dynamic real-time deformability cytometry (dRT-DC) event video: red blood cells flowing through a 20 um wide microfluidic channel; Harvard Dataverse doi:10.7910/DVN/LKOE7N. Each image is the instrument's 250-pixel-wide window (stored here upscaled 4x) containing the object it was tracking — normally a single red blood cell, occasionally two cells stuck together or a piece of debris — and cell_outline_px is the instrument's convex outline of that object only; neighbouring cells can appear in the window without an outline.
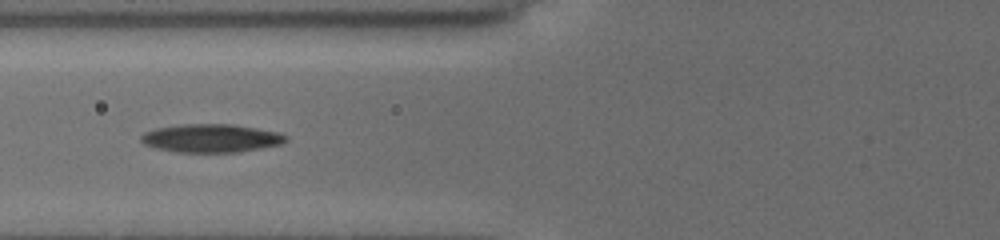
{"species": "common noctule bat (a hibernating species)", "species_latin": "Nyctalus noctula", "temperature_condition": "cold", "stored_images_in_passage": 8, "camera_frame_rate_fps": 3000, "um_per_image_px": 0.085, "animal": {"sex": "female", "body_mass_g": 19.5, "forearm_length_mm": 54.1}, "frame": {"image": 1, "passage_image": 7, "time_ms": 2.0, "image_size_px": [1000, 240], "cell_outline_px": [[288, 140], [280, 144], [240, 152], [176, 152], [156, 148], [144, 144], [140, 140], [140, 136], [144, 132], [156, 128], [184, 124], [232, 124], [280, 132], [288, 136]], "centroid_in_image_um": [17.95, 11.74], "position_along_channel_um": 107.9, "area_um2": 23.93}}